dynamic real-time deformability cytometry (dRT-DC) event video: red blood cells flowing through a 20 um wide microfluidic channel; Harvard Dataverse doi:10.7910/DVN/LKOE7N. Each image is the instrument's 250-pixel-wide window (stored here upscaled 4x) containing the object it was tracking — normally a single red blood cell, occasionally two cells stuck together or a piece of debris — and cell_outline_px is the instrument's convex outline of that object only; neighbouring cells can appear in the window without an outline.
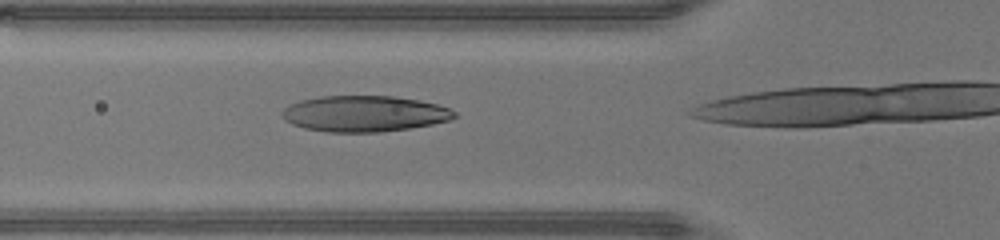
{"species": "human", "species_latin": "Homo sapiens", "temperature_condition": "warm", "stored_images_in_passage": 14, "camera_frame_rate_fps": 3000, "um_per_image_px": 0.085, "donor": {"sex": "male"}, "frame": {"image": 1, "passage_image": 11, "time_ms": 3.333, "image_size_px": [1000, 240], "cell_outline_px": [[456, 116], [448, 120], [432, 124], [408, 128], [380, 132], [328, 132], [304, 128], [292, 124], [284, 120], [280, 116], [280, 112], [288, 104], [300, 100], [320, 96], [392, 96], [420, 100], [436, 104], [448, 108], [456, 112]], "centroid_in_image_um": [30.91, 9.66], "position_along_channel_um": 94.9, "area_um2": 36.24}}
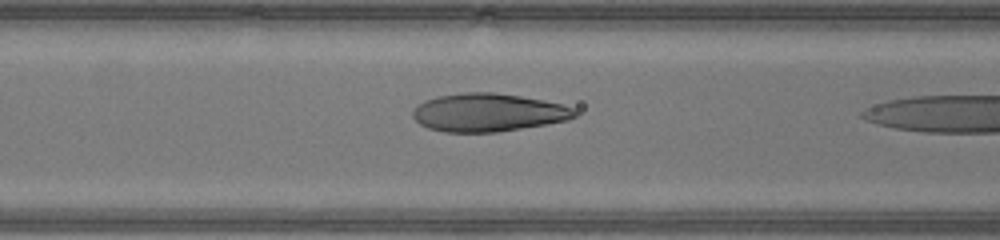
{"frame": {"image": 2, "passage_image": 13, "time_ms": 4.0, "image_size_px": [1000, 240], "cell_outline_px": [[576, 116], [568, 120], [496, 132], [444, 132], [428, 128], [420, 124], [412, 116], [412, 112], [424, 100], [436, 96], [468, 92], [492, 92], [520, 96], [544, 100], [560, 104], [572, 108], [576, 112]], "centroid_in_image_um": [41.46, 9.56], "position_along_channel_um": 125.1, "area_um2": 35.66}}